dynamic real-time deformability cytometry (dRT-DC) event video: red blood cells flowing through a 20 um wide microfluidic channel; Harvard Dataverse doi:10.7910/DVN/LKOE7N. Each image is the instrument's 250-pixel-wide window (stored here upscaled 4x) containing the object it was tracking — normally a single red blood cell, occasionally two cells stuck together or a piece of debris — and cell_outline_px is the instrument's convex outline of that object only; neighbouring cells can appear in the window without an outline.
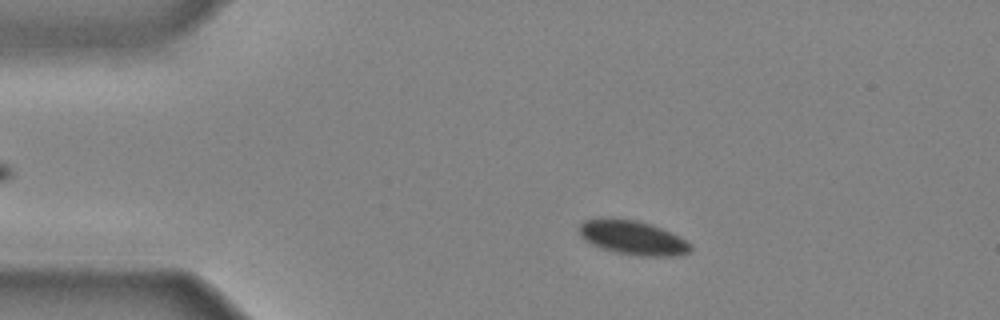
{"species": "common noctule bat (a hibernating species)", "species_latin": "Nyctalus noctula", "temperature_condition": "cold", "stored_images_in_passage": 42, "camera_frame_rate_fps": 3000, "um_per_image_px": 0.085, "animal": {"sex": "male", "body_mass_g": 20.4}, "frame": {"image": 1, "passage_image": 7, "time_ms": 2.0, "image_size_px": [1000, 320], "cell_outline_px": [[692, 248], [688, 252], [676, 256], [636, 256], [616, 252], [600, 248], [584, 240], [580, 236], [580, 224], [584, 220], [608, 216], [636, 220], [652, 224], [692, 244]], "centroid_in_image_um": [53.73, 20.19], "position_along_channel_um": 31.3, "area_um2": 22.31}}
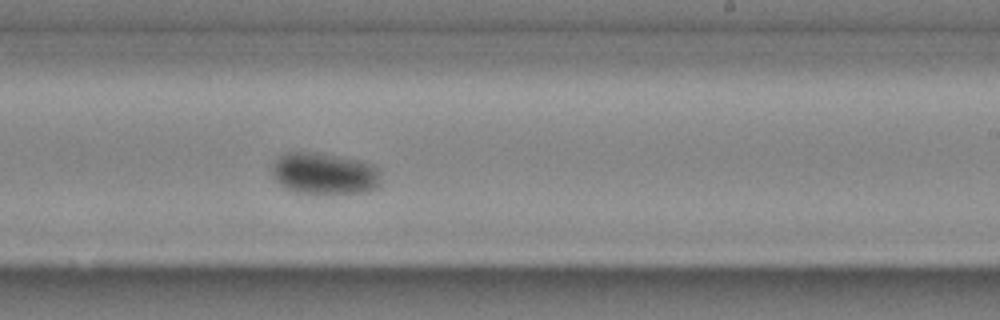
{"frame": {"image": 2, "passage_image": 26, "time_ms": 8.333, "image_size_px": [1000, 320], "cell_outline_px": [[380, 184], [376, 188], [368, 192], [296, 192], [284, 188], [272, 176], [272, 164], [280, 156], [288, 152], [316, 152], [356, 160], [368, 164], [376, 168], [380, 180]], "centroid_in_image_um": [27.52, 14.74], "position_along_channel_um": 261.5, "area_um2": 25.84}}
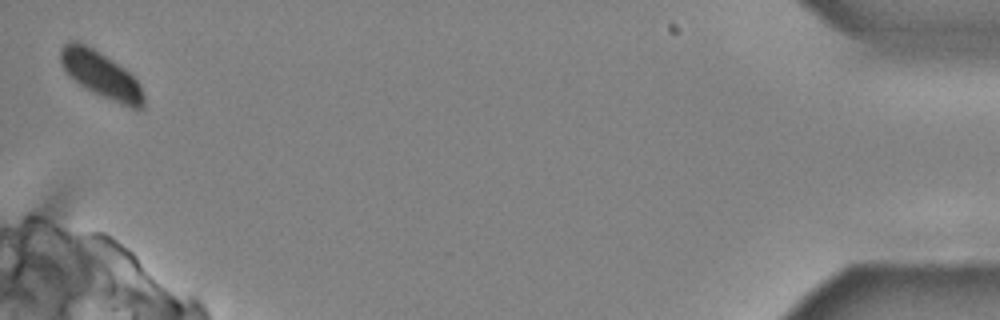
{"frame": {"image": 3, "passage_image": 42, "time_ms": 13.667, "image_size_px": [1000, 320], "cell_outline_px": [[144, 108], [140, 112], [120, 104], [92, 92], [80, 84], [64, 68], [60, 60], [60, 48], [64, 44], [72, 40], [76, 40], [92, 48], [124, 68], [140, 84], [144, 96]], "centroid_in_image_um": [8.63, 6.39], "position_along_channel_um": 426.6, "area_um2": 22.08}}